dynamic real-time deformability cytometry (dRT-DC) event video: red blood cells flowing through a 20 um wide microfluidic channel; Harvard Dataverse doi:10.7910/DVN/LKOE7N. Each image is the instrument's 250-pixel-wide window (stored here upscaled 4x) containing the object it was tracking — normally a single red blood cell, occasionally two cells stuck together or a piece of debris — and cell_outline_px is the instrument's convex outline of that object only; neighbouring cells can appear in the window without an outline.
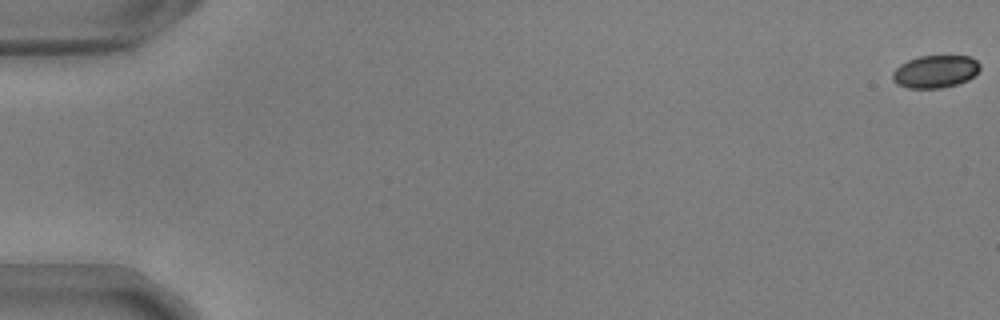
{"species": "common noctule bat (a hibernating species)", "species_latin": "Nyctalus noctula", "temperature_condition": "warm", "stored_images_in_passage": 56, "camera_frame_rate_fps": 3000, "um_per_image_px": 0.085, "animal": {"sex": "male", "body_mass_g": 17.9, "forearm_length_mm": 54.2}, "frame": {"image": 1, "passage_image": 1, "time_ms": 0.0, "image_size_px": [1000, 320], "cell_outline_px": [[980, 68], [968, 80], [956, 84], [940, 88], [908, 88], [896, 84], [892, 80], [892, 72], [900, 64], [908, 60], [920, 56], [972, 56], [980, 64]], "centroid_in_image_um": [79.47, 6.08], "position_along_channel_um": 5.5, "area_um2": 16.59}}
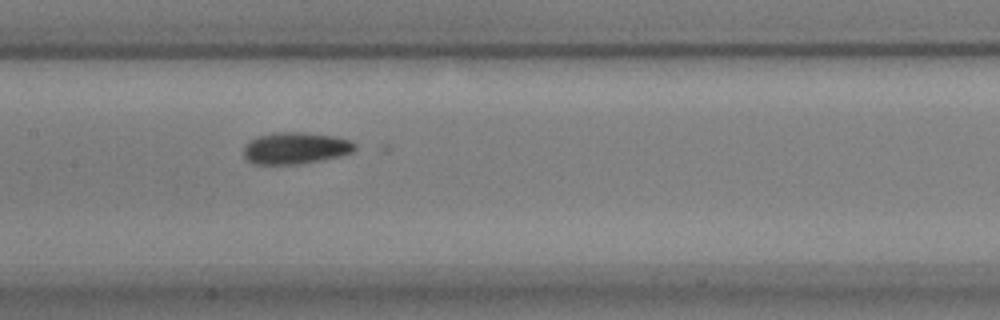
{"frame": {"image": 2, "passage_image": 29, "time_ms": 9.333, "image_size_px": [1000, 320], "cell_outline_px": [[356, 148], [352, 152], [340, 156], [320, 160], [296, 164], [252, 164], [244, 156], [244, 148], [256, 136], [272, 132], [300, 132], [336, 136], [352, 140], [356, 144]], "centroid_in_image_um": [25.14, 12.58], "position_along_channel_um": 182.3, "area_um2": 20.58}}
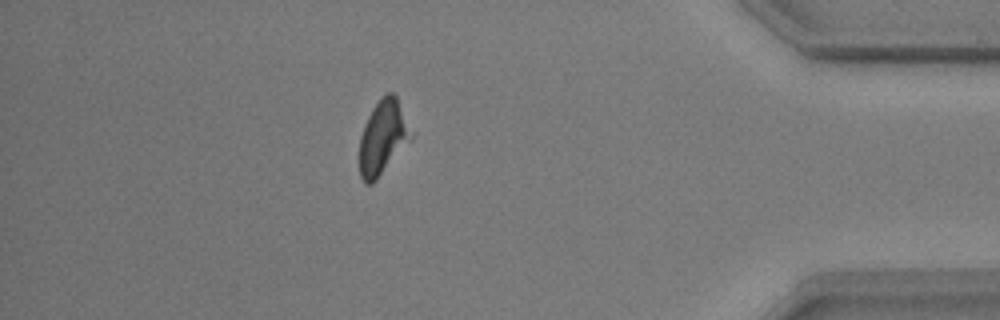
{"frame": {"image": 3, "passage_image": 50, "time_ms": 16.333, "image_size_px": [1000, 320], "cell_outline_px": [[412, 140], [376, 180], [372, 184], [364, 184], [360, 176], [360, 136], [364, 124], [372, 108], [380, 96], [388, 92], [392, 92], [396, 96], [412, 132]], "centroid_in_image_um": [32.54, 11.68], "position_along_channel_um": 402.7, "area_um2": 22.37}}